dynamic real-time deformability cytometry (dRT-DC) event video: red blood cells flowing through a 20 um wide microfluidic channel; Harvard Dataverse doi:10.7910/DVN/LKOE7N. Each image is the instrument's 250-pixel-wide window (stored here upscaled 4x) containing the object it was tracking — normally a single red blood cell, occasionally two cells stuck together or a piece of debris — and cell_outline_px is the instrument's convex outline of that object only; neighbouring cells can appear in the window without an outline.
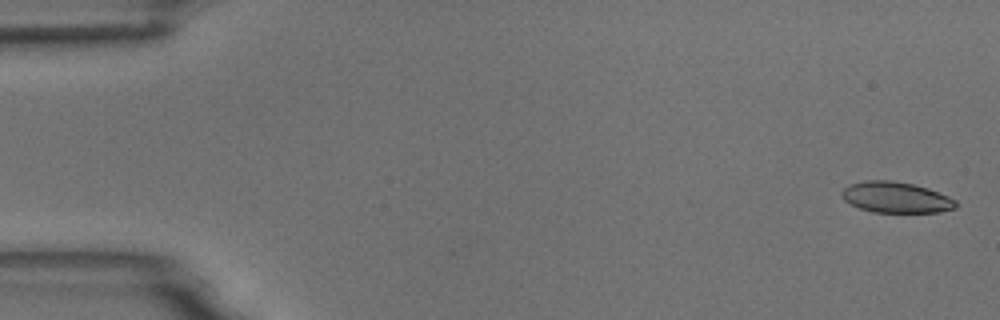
{"species": "common noctule bat (a hibernating species)", "species_latin": "Nyctalus noctula", "temperature_condition": "room temperature", "stored_images_in_passage": 7, "camera_frame_rate_fps": 3000, "um_per_image_px": 0.085, "animal": {"sex": "male", "body_mass_g": 18.8}, "frame": {"image": 1, "passage_image": 1, "time_ms": 0.0, "image_size_px": [1000, 320], "cell_outline_px": [[956, 208], [940, 212], [872, 212], [860, 208], [844, 200], [840, 196], [840, 192], [848, 184], [864, 180], [892, 180], [912, 184], [928, 188], [948, 196], [956, 200]], "centroid_in_image_um": [76.12, 16.77], "position_along_channel_um": 8.9, "area_um2": 20.63}}
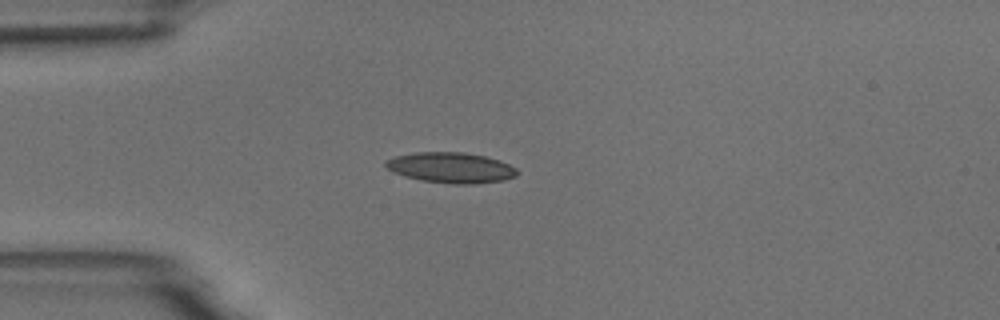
{"frame": {"image": 2, "passage_image": 4, "time_ms": 4.333, "image_size_px": [1000, 320], "cell_outline_px": [[520, 172], [516, 176], [504, 180], [472, 184], [456, 184], [424, 180], [404, 176], [392, 172], [384, 164], [384, 160], [392, 156], [416, 152], [464, 152], [484, 156], [500, 160], [516, 168]], "centroid_in_image_um": [38.32, 14.24], "position_along_channel_um": 46.7, "area_um2": 23.47}}